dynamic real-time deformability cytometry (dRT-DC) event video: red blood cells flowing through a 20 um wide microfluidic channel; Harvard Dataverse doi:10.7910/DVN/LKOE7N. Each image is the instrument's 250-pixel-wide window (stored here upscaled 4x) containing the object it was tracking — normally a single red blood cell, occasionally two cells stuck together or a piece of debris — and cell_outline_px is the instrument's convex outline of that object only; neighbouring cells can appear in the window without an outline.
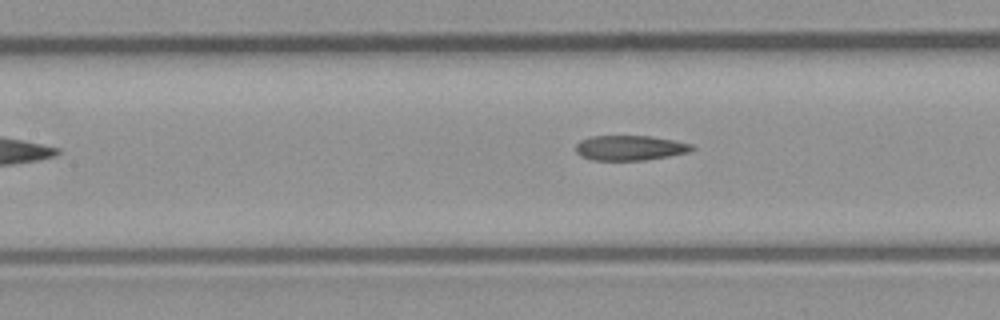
{"species": "common noctule bat (a hibernating species)", "species_latin": "Nyctalus noctula", "temperature_condition": "room temperature", "stored_images_in_passage": 9, "camera_frame_rate_fps": 3000, "um_per_image_px": 0.085, "animal": {"sex": "male", "body_mass_g": 23.1, "forearm_length_mm": 52.7}, "frame": {"image": 1, "passage_image": 4, "time_ms": 3.667, "image_size_px": [1000, 320], "cell_outline_px": [[696, 148], [688, 152], [668, 156], [644, 160], [592, 160], [580, 156], [576, 152], [576, 144], [580, 140], [592, 136], [648, 136], [672, 140], [692, 144]], "centroid_in_image_um": [53.52, 12.57], "position_along_channel_um": 153.9, "area_um2": 16.82}}
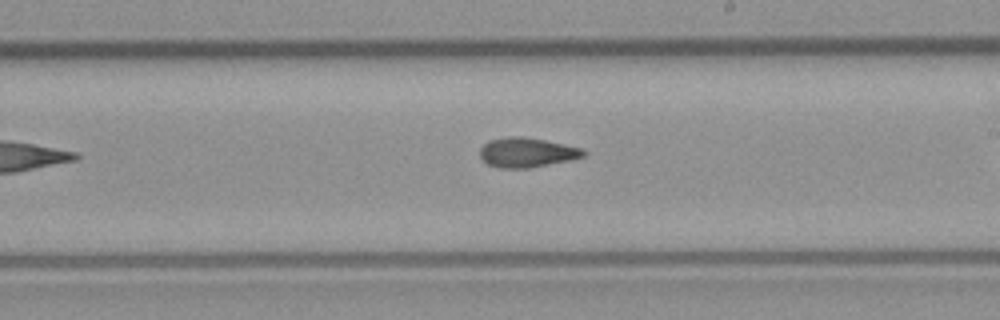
{"frame": {"image": 2, "passage_image": 7, "time_ms": 7.0, "image_size_px": [1000, 320], "cell_outline_px": [[588, 152], [584, 156], [568, 160], [528, 168], [500, 168], [488, 164], [480, 156], [480, 148], [488, 140], [508, 136], [520, 136], [544, 140], [564, 144], [580, 148]], "centroid_in_image_um": [44.75, 12.95], "position_along_channel_um": 244.2, "area_um2": 17.69}}